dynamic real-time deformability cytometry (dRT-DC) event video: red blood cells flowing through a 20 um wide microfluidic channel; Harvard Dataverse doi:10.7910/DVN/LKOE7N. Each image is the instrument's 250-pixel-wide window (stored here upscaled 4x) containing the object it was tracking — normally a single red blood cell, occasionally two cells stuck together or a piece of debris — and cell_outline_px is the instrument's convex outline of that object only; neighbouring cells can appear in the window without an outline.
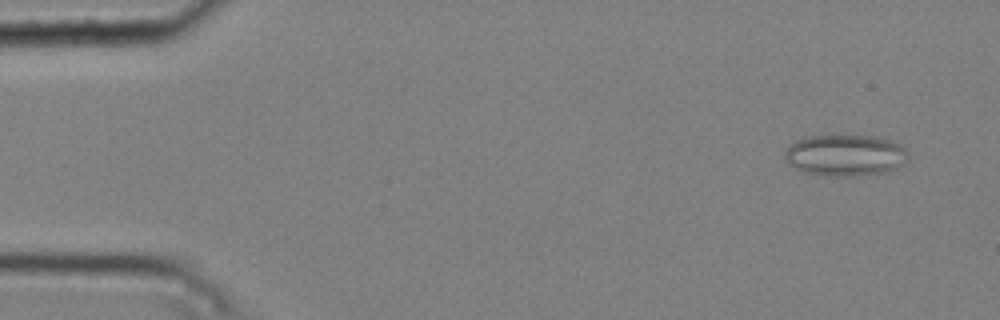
{"species": "common noctule bat (a hibernating species)", "species_latin": "Nyctalus noctula", "temperature_condition": "cold", "stored_images_in_passage": 50, "camera_frame_rate_fps": 3000, "um_per_image_px": 0.085, "animal": {"sex": "male", "body_mass_g": 20.4}, "frame": {"image": 1, "passage_image": 4, "time_ms": 1.0, "image_size_px": [1000, 320], "cell_outline_px": [[908, 160], [896, 168], [888, 172], [852, 176], [824, 176], [804, 172], [796, 168], [784, 156], [784, 152], [796, 140], [804, 136], [832, 132], [876, 136], [892, 140], [904, 148], [908, 152]], "centroid_in_image_um": [71.86, 13.14], "position_along_channel_um": 13.1, "area_um2": 30.81}}
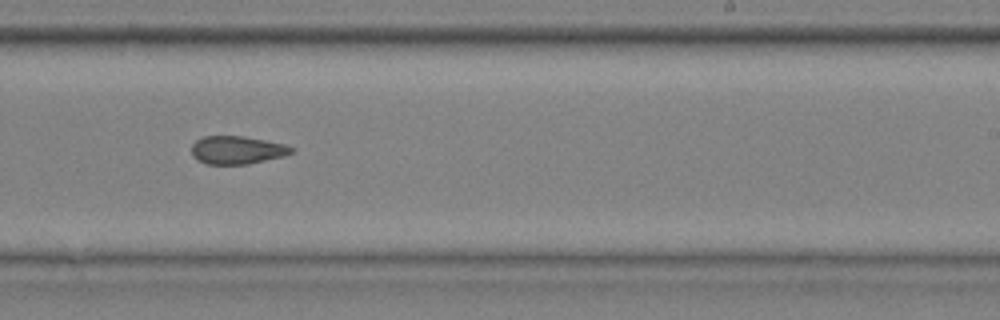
{"frame": {"image": 2, "passage_image": 33, "time_ms": 10.667, "image_size_px": [1000, 320], "cell_outline_px": [[296, 148], [292, 152], [284, 156], [248, 164], [208, 164], [196, 160], [192, 156], [192, 144], [196, 140], [204, 136], [244, 136], [284, 144]], "centroid_in_image_um": [20.14, 12.75], "position_along_channel_um": 268.9, "area_um2": 16.36}}
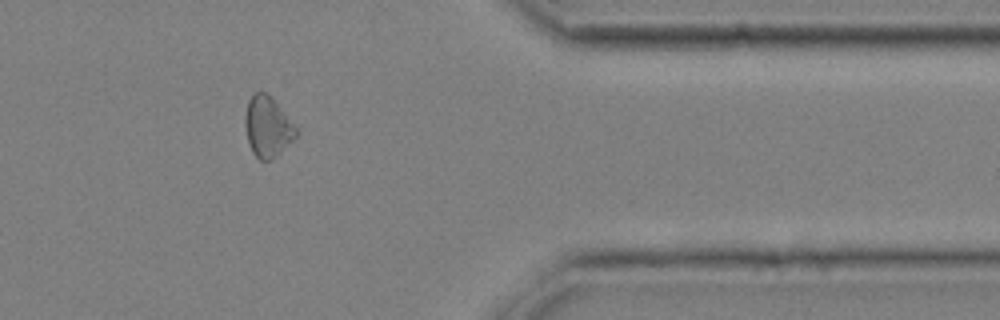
{"frame": {"image": 3, "passage_image": 44, "time_ms": 14.333, "image_size_px": [1000, 320], "cell_outline_px": [[300, 132], [272, 160], [260, 160], [252, 152], [248, 144], [244, 124], [244, 116], [248, 100], [256, 92], [268, 92], [272, 96]], "centroid_in_image_um": [22.73, 10.76], "position_along_channel_um": 388.7, "area_um2": 18.15}, "authors_computed_cell_mechanics": {"area_um2": 18.1492, "velocity_mm_per_s": 3.7699, "shape_relaxation_time_tau1_ms": null, "shape_relaxation_time_tau2_ms": 2.0767, "deformation_change_tau1": null, "deformation_change_tau2": 0.0733}}